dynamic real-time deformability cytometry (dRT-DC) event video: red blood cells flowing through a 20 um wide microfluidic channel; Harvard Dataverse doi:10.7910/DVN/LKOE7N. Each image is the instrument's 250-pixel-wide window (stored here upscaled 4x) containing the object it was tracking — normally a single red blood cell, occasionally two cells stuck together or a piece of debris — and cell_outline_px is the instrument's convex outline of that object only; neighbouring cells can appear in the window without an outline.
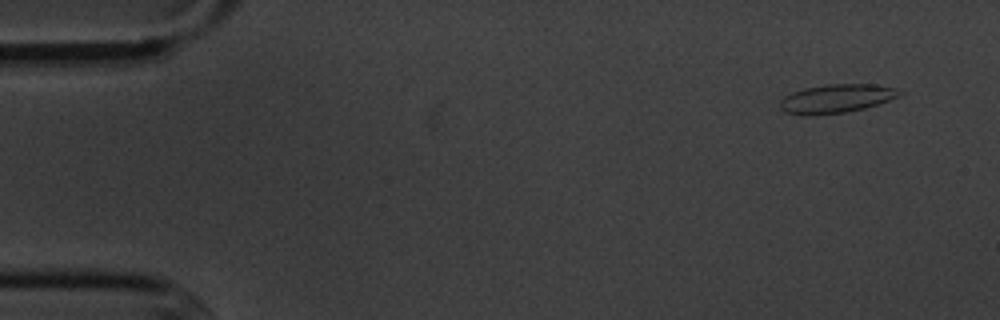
{"species": "common noctule bat (a hibernating species)", "species_latin": "Nyctalus noctula", "temperature_condition": "cold", "stored_images_in_passage": 3, "camera_frame_rate_fps": 3000, "um_per_image_px": 0.085, "animal": {"sex": "male", "body_mass_g": 20.1, "forearm_length_mm": 53.5}, "frame": {"image": 1, "passage_image": 1, "time_ms": 0.0, "image_size_px": [1000, 320], "cell_outline_px": [[904, 92], [900, 96], [864, 108], [844, 112], [812, 116], [804, 116], [784, 112], [780, 108], [780, 100], [784, 96], [792, 92], [804, 88], [828, 84], [876, 84], [896, 88]], "centroid_in_image_um": [71.06, 8.38], "position_along_channel_um": 13.9, "area_um2": 20.11}}